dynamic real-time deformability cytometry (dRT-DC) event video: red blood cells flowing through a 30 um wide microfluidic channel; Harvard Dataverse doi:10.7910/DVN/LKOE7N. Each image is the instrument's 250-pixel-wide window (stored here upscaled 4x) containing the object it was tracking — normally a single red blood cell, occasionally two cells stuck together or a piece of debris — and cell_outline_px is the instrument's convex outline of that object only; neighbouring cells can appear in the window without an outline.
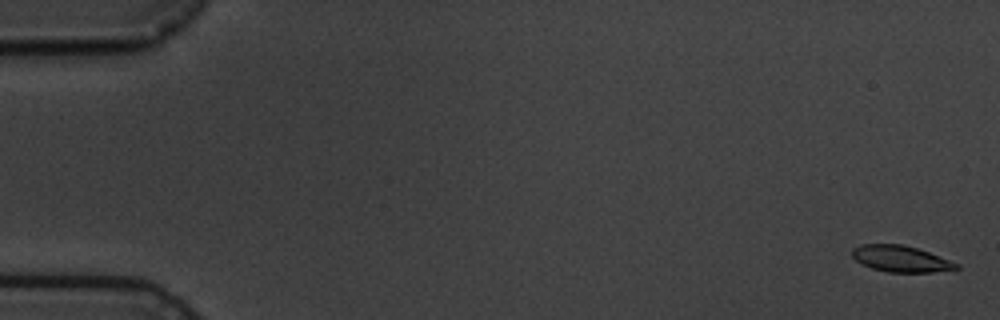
{"species": "common noctule bat (a hibernating species)", "species_latin": "Nyctalus noctula", "temperature_condition": "cold", "stored_images_in_passage": 9, "camera_frame_rate_fps": 3000, "um_per_image_px": 0.085, "animal": {"sex": "male", "body_mass_g": 19.5, "forearm_length_mm": 54.6}, "frame": {"image": 1, "passage_image": 1, "time_ms": 0.0, "image_size_px": [1000, 320], "cell_outline_px": [[960, 268], [932, 272], [888, 272], [872, 268], [856, 260], [852, 256], [852, 248], [860, 244], [904, 244], [928, 252], [960, 264]], "centroid_in_image_um": [76.56, 21.99], "position_along_channel_um": 8.4, "area_um2": 15.84}}
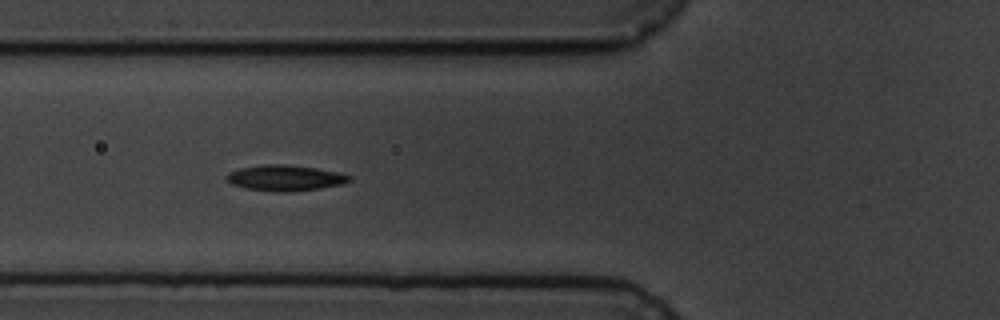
{"frame": {"image": 2, "passage_image": 7, "time_ms": 6.667, "image_size_px": [1000, 320], "cell_outline_px": [[352, 180], [340, 184], [320, 188], [284, 192], [248, 188], [232, 184], [224, 176], [228, 172], [240, 168], [264, 164], [288, 164], [316, 168], [340, 172], [352, 176]], "centroid_in_image_um": [24.25, 15.1], "position_along_channel_um": 101.5, "area_um2": 18.26}}
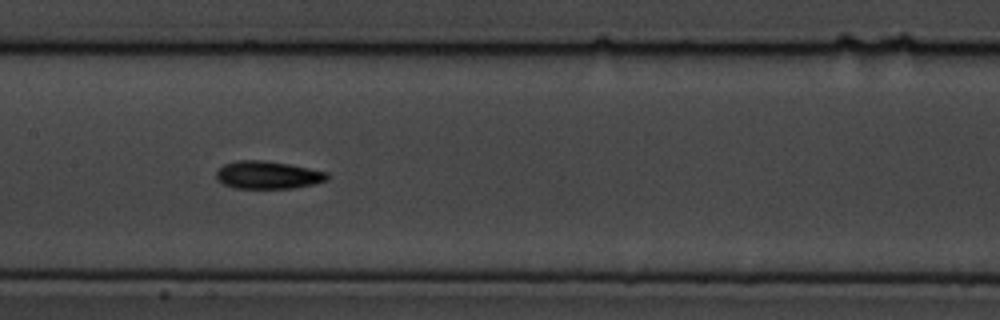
{"frame": {"image": 3, "passage_image": 9, "time_ms": 9.0, "image_size_px": [1000, 320], "cell_outline_px": [[328, 180], [316, 184], [292, 188], [232, 188], [216, 180], [216, 172], [224, 164], [236, 160], [264, 160], [288, 164], [328, 172]], "centroid_in_image_um": [22.76, 14.88], "position_along_channel_um": 184.6, "area_um2": 18.03}}